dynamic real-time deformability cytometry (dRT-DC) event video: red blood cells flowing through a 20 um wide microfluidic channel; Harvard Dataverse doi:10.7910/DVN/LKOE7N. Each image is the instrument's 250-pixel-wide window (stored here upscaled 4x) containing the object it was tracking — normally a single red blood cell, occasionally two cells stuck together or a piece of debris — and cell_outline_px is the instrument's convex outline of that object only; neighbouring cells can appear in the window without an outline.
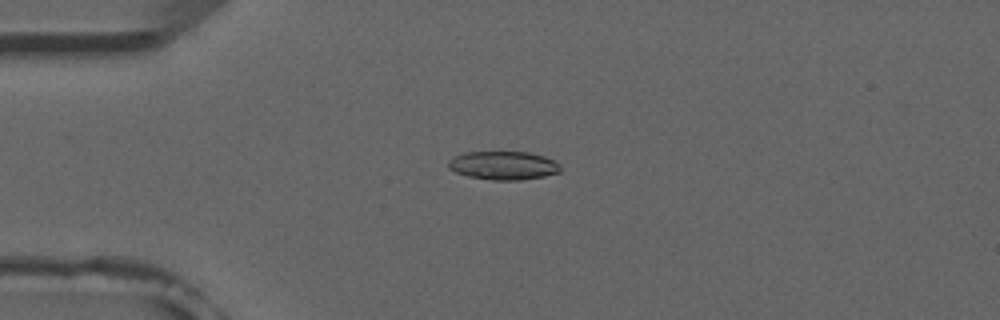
{"species": "common noctule bat (a hibernating species)", "species_latin": "Nyctalus noctula", "temperature_condition": "room temperature", "stored_images_in_passage": 3, "camera_frame_rate_fps": 3000, "um_per_image_px": 0.085, "animal": {"sex": "male", "forearm_length_mm": 52.5}, "frame": {"image": 1, "passage_image": 1, "time_ms": 0.0, "image_size_px": [1000, 320], "cell_outline_px": [[560, 172], [544, 176], [520, 180], [492, 180], [468, 176], [456, 172], [448, 168], [448, 160], [452, 156], [464, 152], [528, 152], [544, 156], [560, 164]], "centroid_in_image_um": [42.75, 14.06], "position_along_channel_um": 42.2, "area_um2": 18.67}}
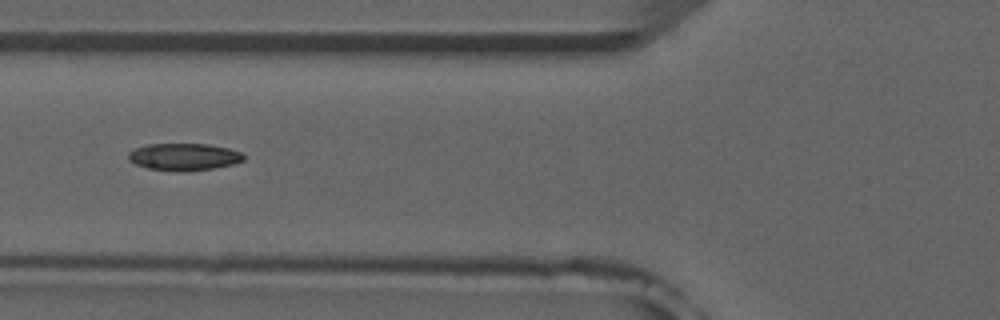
{"frame": {"image": 2, "passage_image": 3, "time_ms": 2.333, "image_size_px": [1000, 320], "cell_outline_px": [[244, 160], [232, 164], [212, 168], [184, 172], [176, 172], [148, 168], [136, 164], [128, 160], [128, 152], [136, 148], [148, 144], [208, 144], [228, 148], [240, 152], [244, 156]], "centroid_in_image_um": [15.61, 13.33], "position_along_channel_um": 110.2, "area_um2": 18.21}}